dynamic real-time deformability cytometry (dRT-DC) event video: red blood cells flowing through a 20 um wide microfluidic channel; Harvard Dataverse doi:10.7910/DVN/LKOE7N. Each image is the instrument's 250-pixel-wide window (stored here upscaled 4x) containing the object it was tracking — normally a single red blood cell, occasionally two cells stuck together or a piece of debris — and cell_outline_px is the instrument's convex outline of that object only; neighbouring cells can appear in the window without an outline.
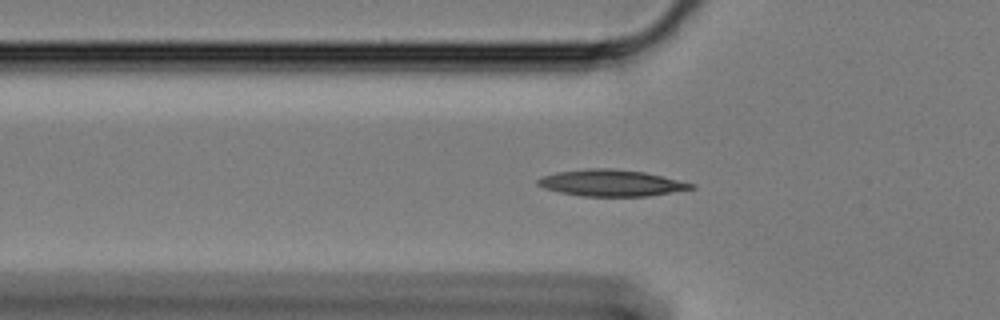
{"species": "Egyptian fruit bat (a non-hibernating species)", "species_latin": "Rousettus aegyptiacus", "temperature_condition": "cold", "stored_images_in_passage": 50, "camera_frame_rate_fps": 3000, "um_per_image_px": 0.085, "animal": {"sex": "female"}, "frame": {"image": 1, "passage_image": 15, "time_ms": 4.667, "image_size_px": [1000, 320], "cell_outline_px": [[696, 188], [648, 196], [580, 196], [560, 192], [544, 188], [536, 184], [536, 180], [540, 176], [560, 172], [588, 168], [612, 168], [644, 172], [664, 176], [696, 184]], "centroid_in_image_um": [51.97, 15.55], "position_along_channel_um": 73.8, "area_um2": 23.76}}
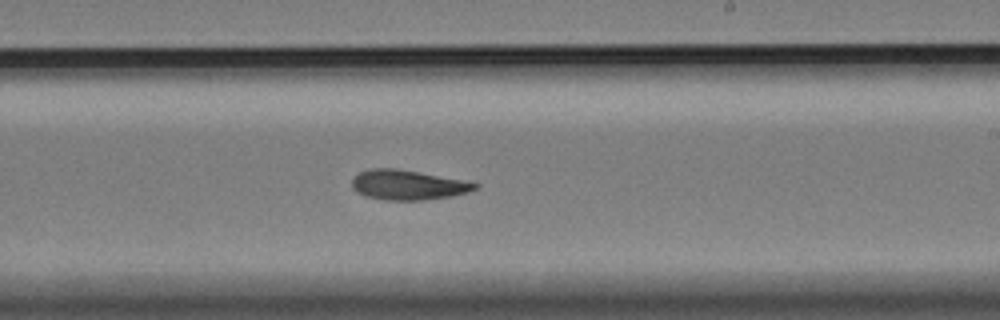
{"frame": {"image": 2, "passage_image": 31, "time_ms": 10.0, "image_size_px": [1000, 320], "cell_outline_px": [[480, 184], [476, 188], [468, 192], [452, 196], [424, 200], [384, 200], [364, 196], [356, 192], [352, 188], [352, 180], [360, 172], [372, 168], [396, 168], [460, 180]], "centroid_in_image_um": [34.62, 15.73], "position_along_channel_um": 254.4, "area_um2": 21.15}}
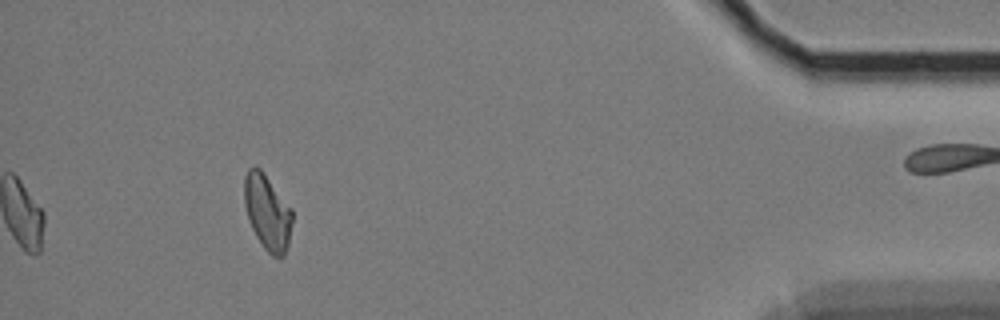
{"frame": {"image": 3, "passage_image": 50, "time_ms": 16.333, "image_size_px": [1000, 320], "cell_outline_px": [[292, 220], [288, 248], [284, 256], [280, 260], [272, 256], [264, 248], [256, 236], [252, 228], [244, 204], [244, 176], [248, 168], [260, 168], [292, 208]], "centroid_in_image_um": [22.74, 18.08], "position_along_channel_um": 412.5, "area_um2": 21.15}}